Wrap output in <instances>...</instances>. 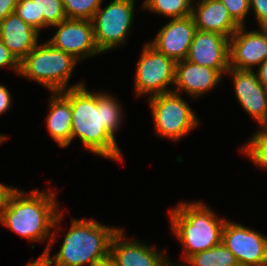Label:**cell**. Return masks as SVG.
I'll list each match as a JSON object with an SVG mask.
<instances>
[{
    "instance_id": "cell-2",
    "label": "cell",
    "mask_w": 267,
    "mask_h": 266,
    "mask_svg": "<svg viewBox=\"0 0 267 266\" xmlns=\"http://www.w3.org/2000/svg\"><path fill=\"white\" fill-rule=\"evenodd\" d=\"M56 194L51 189L48 192L34 189L28 193L17 189L0 215L1 225L28 241L44 243L50 239L41 256L51 252L58 237V224L64 217ZM52 228H55L53 232Z\"/></svg>"
},
{
    "instance_id": "cell-23",
    "label": "cell",
    "mask_w": 267,
    "mask_h": 266,
    "mask_svg": "<svg viewBox=\"0 0 267 266\" xmlns=\"http://www.w3.org/2000/svg\"><path fill=\"white\" fill-rule=\"evenodd\" d=\"M67 19L92 20L103 0H62Z\"/></svg>"
},
{
    "instance_id": "cell-11",
    "label": "cell",
    "mask_w": 267,
    "mask_h": 266,
    "mask_svg": "<svg viewBox=\"0 0 267 266\" xmlns=\"http://www.w3.org/2000/svg\"><path fill=\"white\" fill-rule=\"evenodd\" d=\"M245 28L240 26L229 38L230 68L254 70L267 59V27Z\"/></svg>"
},
{
    "instance_id": "cell-10",
    "label": "cell",
    "mask_w": 267,
    "mask_h": 266,
    "mask_svg": "<svg viewBox=\"0 0 267 266\" xmlns=\"http://www.w3.org/2000/svg\"><path fill=\"white\" fill-rule=\"evenodd\" d=\"M52 27L58 29L48 42L79 62L101 54L96 45L92 20L65 19Z\"/></svg>"
},
{
    "instance_id": "cell-1",
    "label": "cell",
    "mask_w": 267,
    "mask_h": 266,
    "mask_svg": "<svg viewBox=\"0 0 267 266\" xmlns=\"http://www.w3.org/2000/svg\"><path fill=\"white\" fill-rule=\"evenodd\" d=\"M86 86L61 92L71 104V142L78 138L93 154L121 162L123 155L115 134L122 123V106L113 95L102 91L91 93Z\"/></svg>"
},
{
    "instance_id": "cell-26",
    "label": "cell",
    "mask_w": 267,
    "mask_h": 266,
    "mask_svg": "<svg viewBox=\"0 0 267 266\" xmlns=\"http://www.w3.org/2000/svg\"><path fill=\"white\" fill-rule=\"evenodd\" d=\"M228 9L232 19L239 25L244 26L250 12V0H220Z\"/></svg>"
},
{
    "instance_id": "cell-6",
    "label": "cell",
    "mask_w": 267,
    "mask_h": 266,
    "mask_svg": "<svg viewBox=\"0 0 267 266\" xmlns=\"http://www.w3.org/2000/svg\"><path fill=\"white\" fill-rule=\"evenodd\" d=\"M154 128L160 138L178 141L200 124L199 119L181 97L175 92L163 93L148 98Z\"/></svg>"
},
{
    "instance_id": "cell-36",
    "label": "cell",
    "mask_w": 267,
    "mask_h": 266,
    "mask_svg": "<svg viewBox=\"0 0 267 266\" xmlns=\"http://www.w3.org/2000/svg\"><path fill=\"white\" fill-rule=\"evenodd\" d=\"M7 138L8 137L6 135L0 134V145H2L3 141L7 140Z\"/></svg>"
},
{
    "instance_id": "cell-9",
    "label": "cell",
    "mask_w": 267,
    "mask_h": 266,
    "mask_svg": "<svg viewBox=\"0 0 267 266\" xmlns=\"http://www.w3.org/2000/svg\"><path fill=\"white\" fill-rule=\"evenodd\" d=\"M221 242L240 266H262L267 260V236L240 223L226 219Z\"/></svg>"
},
{
    "instance_id": "cell-17",
    "label": "cell",
    "mask_w": 267,
    "mask_h": 266,
    "mask_svg": "<svg viewBox=\"0 0 267 266\" xmlns=\"http://www.w3.org/2000/svg\"><path fill=\"white\" fill-rule=\"evenodd\" d=\"M39 35V31L15 12L0 22V40L19 62L38 44Z\"/></svg>"
},
{
    "instance_id": "cell-7",
    "label": "cell",
    "mask_w": 267,
    "mask_h": 266,
    "mask_svg": "<svg viewBox=\"0 0 267 266\" xmlns=\"http://www.w3.org/2000/svg\"><path fill=\"white\" fill-rule=\"evenodd\" d=\"M134 8L135 0H112L95 12L94 37L102 54L125 44L134 22Z\"/></svg>"
},
{
    "instance_id": "cell-15",
    "label": "cell",
    "mask_w": 267,
    "mask_h": 266,
    "mask_svg": "<svg viewBox=\"0 0 267 266\" xmlns=\"http://www.w3.org/2000/svg\"><path fill=\"white\" fill-rule=\"evenodd\" d=\"M226 73L232 76L234 93L240 106L264 130L267 88L259 82L254 70L229 68Z\"/></svg>"
},
{
    "instance_id": "cell-30",
    "label": "cell",
    "mask_w": 267,
    "mask_h": 266,
    "mask_svg": "<svg viewBox=\"0 0 267 266\" xmlns=\"http://www.w3.org/2000/svg\"><path fill=\"white\" fill-rule=\"evenodd\" d=\"M19 0H0V22L15 12Z\"/></svg>"
},
{
    "instance_id": "cell-4",
    "label": "cell",
    "mask_w": 267,
    "mask_h": 266,
    "mask_svg": "<svg viewBox=\"0 0 267 266\" xmlns=\"http://www.w3.org/2000/svg\"><path fill=\"white\" fill-rule=\"evenodd\" d=\"M118 230L93 219L73 218L59 252L42 257L49 266H89L110 253L112 237Z\"/></svg>"
},
{
    "instance_id": "cell-32",
    "label": "cell",
    "mask_w": 267,
    "mask_h": 266,
    "mask_svg": "<svg viewBox=\"0 0 267 266\" xmlns=\"http://www.w3.org/2000/svg\"><path fill=\"white\" fill-rule=\"evenodd\" d=\"M258 70H255L257 71L256 74L258 76V80L259 82L265 87L267 88V59L262 62L258 67H257Z\"/></svg>"
},
{
    "instance_id": "cell-20",
    "label": "cell",
    "mask_w": 267,
    "mask_h": 266,
    "mask_svg": "<svg viewBox=\"0 0 267 266\" xmlns=\"http://www.w3.org/2000/svg\"><path fill=\"white\" fill-rule=\"evenodd\" d=\"M184 264H175L170 261L171 266H240L235 255L226 248L223 243L188 257Z\"/></svg>"
},
{
    "instance_id": "cell-16",
    "label": "cell",
    "mask_w": 267,
    "mask_h": 266,
    "mask_svg": "<svg viewBox=\"0 0 267 266\" xmlns=\"http://www.w3.org/2000/svg\"><path fill=\"white\" fill-rule=\"evenodd\" d=\"M222 78L223 76L216 69L197 65L186 59L181 60L175 64L173 92L182 94L184 91L196 99L218 86Z\"/></svg>"
},
{
    "instance_id": "cell-14",
    "label": "cell",
    "mask_w": 267,
    "mask_h": 266,
    "mask_svg": "<svg viewBox=\"0 0 267 266\" xmlns=\"http://www.w3.org/2000/svg\"><path fill=\"white\" fill-rule=\"evenodd\" d=\"M197 28L192 15L174 18L161 27L154 40L148 42L175 62L187 58Z\"/></svg>"
},
{
    "instance_id": "cell-25",
    "label": "cell",
    "mask_w": 267,
    "mask_h": 266,
    "mask_svg": "<svg viewBox=\"0 0 267 266\" xmlns=\"http://www.w3.org/2000/svg\"><path fill=\"white\" fill-rule=\"evenodd\" d=\"M15 13L27 24L41 32L44 29V17H38V8L32 0H19Z\"/></svg>"
},
{
    "instance_id": "cell-29",
    "label": "cell",
    "mask_w": 267,
    "mask_h": 266,
    "mask_svg": "<svg viewBox=\"0 0 267 266\" xmlns=\"http://www.w3.org/2000/svg\"><path fill=\"white\" fill-rule=\"evenodd\" d=\"M11 94L6 86L0 84V115L6 113L11 108Z\"/></svg>"
},
{
    "instance_id": "cell-24",
    "label": "cell",
    "mask_w": 267,
    "mask_h": 266,
    "mask_svg": "<svg viewBox=\"0 0 267 266\" xmlns=\"http://www.w3.org/2000/svg\"><path fill=\"white\" fill-rule=\"evenodd\" d=\"M38 8V17H44V28L67 19L62 0H32ZM49 26V27H48Z\"/></svg>"
},
{
    "instance_id": "cell-12",
    "label": "cell",
    "mask_w": 267,
    "mask_h": 266,
    "mask_svg": "<svg viewBox=\"0 0 267 266\" xmlns=\"http://www.w3.org/2000/svg\"><path fill=\"white\" fill-rule=\"evenodd\" d=\"M123 231V228H119L110 243L109 254L116 266H171L165 251L139 240L126 239Z\"/></svg>"
},
{
    "instance_id": "cell-34",
    "label": "cell",
    "mask_w": 267,
    "mask_h": 266,
    "mask_svg": "<svg viewBox=\"0 0 267 266\" xmlns=\"http://www.w3.org/2000/svg\"><path fill=\"white\" fill-rule=\"evenodd\" d=\"M26 266H49V263L40 255L35 261H28Z\"/></svg>"
},
{
    "instance_id": "cell-21",
    "label": "cell",
    "mask_w": 267,
    "mask_h": 266,
    "mask_svg": "<svg viewBox=\"0 0 267 266\" xmlns=\"http://www.w3.org/2000/svg\"><path fill=\"white\" fill-rule=\"evenodd\" d=\"M193 0H143L141 8L169 19L192 15Z\"/></svg>"
},
{
    "instance_id": "cell-5",
    "label": "cell",
    "mask_w": 267,
    "mask_h": 266,
    "mask_svg": "<svg viewBox=\"0 0 267 266\" xmlns=\"http://www.w3.org/2000/svg\"><path fill=\"white\" fill-rule=\"evenodd\" d=\"M37 44L20 62V76L38 82L50 92L85 85L83 81L68 86L69 79L79 61L72 55L53 47L48 41Z\"/></svg>"
},
{
    "instance_id": "cell-35",
    "label": "cell",
    "mask_w": 267,
    "mask_h": 266,
    "mask_svg": "<svg viewBox=\"0 0 267 266\" xmlns=\"http://www.w3.org/2000/svg\"><path fill=\"white\" fill-rule=\"evenodd\" d=\"M264 130H267V105H266L265 118H264Z\"/></svg>"
},
{
    "instance_id": "cell-8",
    "label": "cell",
    "mask_w": 267,
    "mask_h": 266,
    "mask_svg": "<svg viewBox=\"0 0 267 266\" xmlns=\"http://www.w3.org/2000/svg\"><path fill=\"white\" fill-rule=\"evenodd\" d=\"M175 64L173 59L145 43L135 70V93L150 98L172 92L168 86H174Z\"/></svg>"
},
{
    "instance_id": "cell-13",
    "label": "cell",
    "mask_w": 267,
    "mask_h": 266,
    "mask_svg": "<svg viewBox=\"0 0 267 266\" xmlns=\"http://www.w3.org/2000/svg\"><path fill=\"white\" fill-rule=\"evenodd\" d=\"M186 60L216 69L222 76L225 75L230 68L229 38L197 29Z\"/></svg>"
},
{
    "instance_id": "cell-31",
    "label": "cell",
    "mask_w": 267,
    "mask_h": 266,
    "mask_svg": "<svg viewBox=\"0 0 267 266\" xmlns=\"http://www.w3.org/2000/svg\"><path fill=\"white\" fill-rule=\"evenodd\" d=\"M18 188H14L11 186H6L2 183H0V215L3 211V209L6 207L9 198L12 196V194L17 190Z\"/></svg>"
},
{
    "instance_id": "cell-18",
    "label": "cell",
    "mask_w": 267,
    "mask_h": 266,
    "mask_svg": "<svg viewBox=\"0 0 267 266\" xmlns=\"http://www.w3.org/2000/svg\"><path fill=\"white\" fill-rule=\"evenodd\" d=\"M195 6L193 4L192 17L198 30L230 38L240 27L220 0H198Z\"/></svg>"
},
{
    "instance_id": "cell-19",
    "label": "cell",
    "mask_w": 267,
    "mask_h": 266,
    "mask_svg": "<svg viewBox=\"0 0 267 266\" xmlns=\"http://www.w3.org/2000/svg\"><path fill=\"white\" fill-rule=\"evenodd\" d=\"M46 126L50 136L61 148L71 144L72 111L70 101L61 92H52Z\"/></svg>"
},
{
    "instance_id": "cell-33",
    "label": "cell",
    "mask_w": 267,
    "mask_h": 266,
    "mask_svg": "<svg viewBox=\"0 0 267 266\" xmlns=\"http://www.w3.org/2000/svg\"><path fill=\"white\" fill-rule=\"evenodd\" d=\"M89 266H116V265L112 256L108 254L104 258L92 262Z\"/></svg>"
},
{
    "instance_id": "cell-28",
    "label": "cell",
    "mask_w": 267,
    "mask_h": 266,
    "mask_svg": "<svg viewBox=\"0 0 267 266\" xmlns=\"http://www.w3.org/2000/svg\"><path fill=\"white\" fill-rule=\"evenodd\" d=\"M252 10L258 27H267V0H250V11Z\"/></svg>"
},
{
    "instance_id": "cell-3",
    "label": "cell",
    "mask_w": 267,
    "mask_h": 266,
    "mask_svg": "<svg viewBox=\"0 0 267 266\" xmlns=\"http://www.w3.org/2000/svg\"><path fill=\"white\" fill-rule=\"evenodd\" d=\"M169 211L171 231L184 248V261L221 243L226 219L216 216L202 201L181 202Z\"/></svg>"
},
{
    "instance_id": "cell-22",
    "label": "cell",
    "mask_w": 267,
    "mask_h": 266,
    "mask_svg": "<svg viewBox=\"0 0 267 266\" xmlns=\"http://www.w3.org/2000/svg\"><path fill=\"white\" fill-rule=\"evenodd\" d=\"M243 146L241 152L253 161L256 167L267 170V130L258 129Z\"/></svg>"
},
{
    "instance_id": "cell-27",
    "label": "cell",
    "mask_w": 267,
    "mask_h": 266,
    "mask_svg": "<svg viewBox=\"0 0 267 266\" xmlns=\"http://www.w3.org/2000/svg\"><path fill=\"white\" fill-rule=\"evenodd\" d=\"M3 67L12 69L19 76L20 62L0 40V69Z\"/></svg>"
},
{
    "instance_id": "cell-37",
    "label": "cell",
    "mask_w": 267,
    "mask_h": 266,
    "mask_svg": "<svg viewBox=\"0 0 267 266\" xmlns=\"http://www.w3.org/2000/svg\"><path fill=\"white\" fill-rule=\"evenodd\" d=\"M262 266H267V260L262 264Z\"/></svg>"
}]
</instances>
